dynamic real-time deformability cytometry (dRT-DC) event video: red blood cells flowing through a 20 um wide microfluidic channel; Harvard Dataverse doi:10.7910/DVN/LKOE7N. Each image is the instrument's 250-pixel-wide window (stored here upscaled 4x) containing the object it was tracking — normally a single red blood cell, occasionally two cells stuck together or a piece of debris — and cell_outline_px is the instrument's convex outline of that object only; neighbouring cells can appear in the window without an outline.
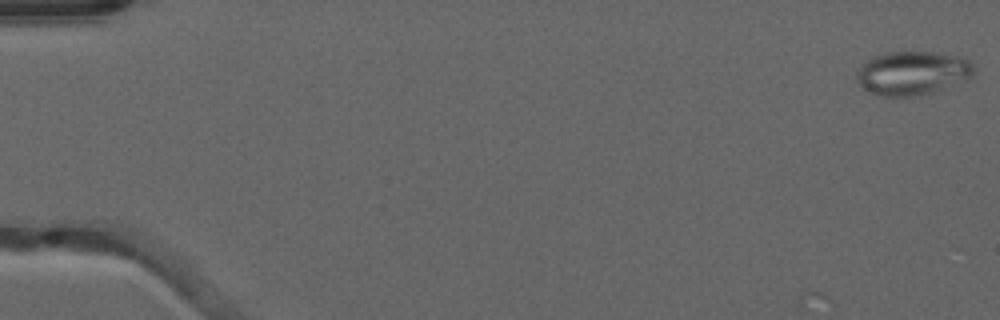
{"species": "common noctule bat (a hibernating species)", "species_latin": "Nyctalus noctula", "temperature_condition": "warm", "stored_images_in_passage": 7, "camera_frame_rate_fps": 3000, "um_per_image_px": 0.085, "animal": {"sex": "male", "forearm_length_mm": 52.5}, "frame": {"image": 1, "passage_image": 1, "time_ms": 0.0, "image_size_px": [1000, 320], "cell_outline_px": [[972, 76], [932, 92], [912, 96], [884, 96], [872, 92], [864, 88], [856, 80], [856, 72], [872, 56], [888, 52], [932, 52], [956, 56], [968, 60], [972, 64]], "centroid_in_image_um": [77.51, 6.2], "position_along_channel_um": 7.5, "area_um2": 29.13}}